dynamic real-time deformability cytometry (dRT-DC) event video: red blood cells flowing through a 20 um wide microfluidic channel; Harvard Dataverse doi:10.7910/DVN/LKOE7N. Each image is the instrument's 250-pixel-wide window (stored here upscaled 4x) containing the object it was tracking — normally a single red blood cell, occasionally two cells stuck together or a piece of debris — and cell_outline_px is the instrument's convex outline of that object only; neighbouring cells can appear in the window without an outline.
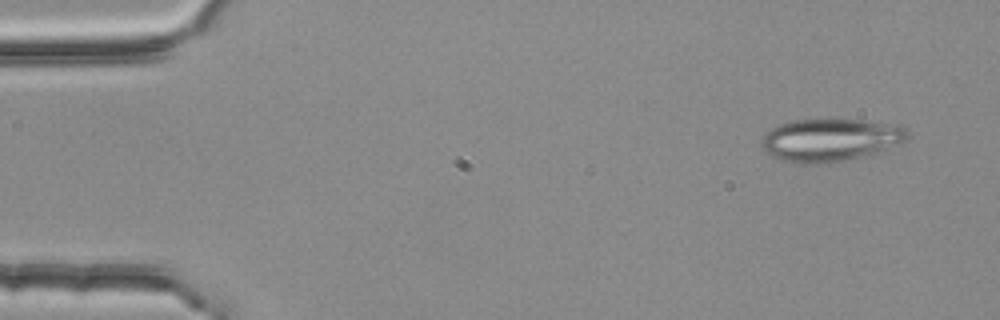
{"species": "common noctule bat (a hibernating species)", "species_latin": "Nyctalus noctula", "temperature_condition": "room temperature", "stored_images_in_passage": 4, "camera_frame_rate_fps": 3000, "um_per_image_px": 0.085, "animal": {"sex": "female", "body_mass_g": 25.1}, "frame": {"image": 1, "passage_image": 1, "time_ms": 0.0, "image_size_px": [1000, 320], "cell_outline_px": [[908, 136], [900, 144], [888, 148], [844, 160], [820, 164], [804, 164], [784, 160], [768, 152], [760, 144], [760, 140], [772, 128], [780, 124], [792, 120], [824, 116], [900, 124], [908, 132]], "centroid_in_image_um": [70.58, 11.83], "position_along_channel_um": 14.4, "area_um2": 36.7}}